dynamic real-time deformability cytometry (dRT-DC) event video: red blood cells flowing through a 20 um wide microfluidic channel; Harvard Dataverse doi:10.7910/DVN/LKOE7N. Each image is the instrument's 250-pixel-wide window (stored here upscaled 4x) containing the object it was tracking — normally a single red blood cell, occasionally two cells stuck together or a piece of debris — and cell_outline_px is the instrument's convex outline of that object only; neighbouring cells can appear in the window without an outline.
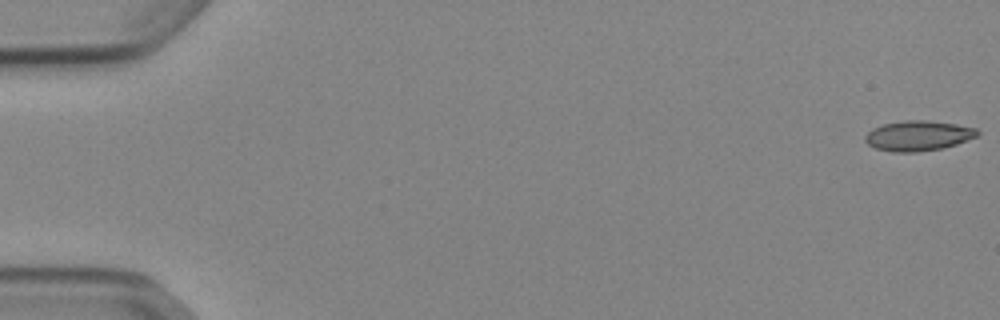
{"species": "Egyptian fruit bat (a non-hibernating species)", "species_latin": "Rousettus aegyptiacus", "temperature_condition": "cold", "stored_images_in_passage": 53, "camera_frame_rate_fps": 3000, "um_per_image_px": 0.085, "animal": {"sex": "female"}, "frame": {"image": 1, "passage_image": 1, "time_ms": 0.0, "image_size_px": [1000, 320], "cell_outline_px": [[980, 132], [976, 136], [956, 144], [944, 148], [916, 152], [892, 152], [876, 148], [868, 144], [864, 140], [864, 136], [872, 128], [884, 124], [904, 120], [924, 120], [956, 124], [976, 128]], "centroid_in_image_um": [78.02, 11.54], "position_along_channel_um": 7.0, "area_um2": 19.65}}
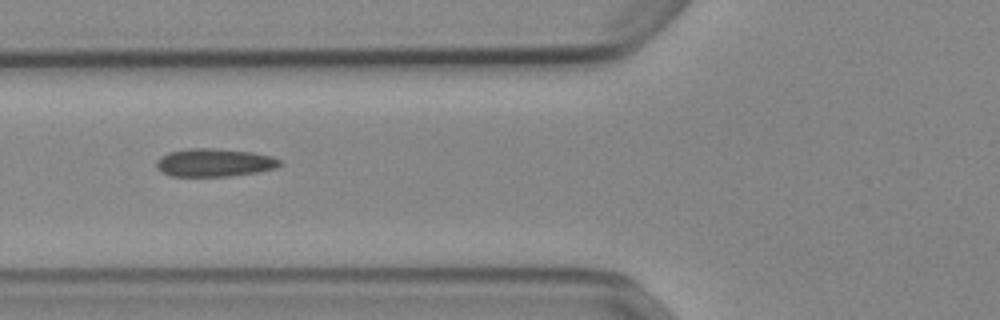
{"frame": {"image": 2, "passage_image": 21, "time_ms": 6.667, "image_size_px": [1000, 320], "cell_outline_px": [[280, 164], [276, 168], [256, 172], [232, 176], [172, 176], [156, 168], [156, 160], [160, 156], [168, 152], [192, 148], [212, 148], [252, 152], [272, 156], [280, 160]], "centroid_in_image_um": [18.2, 13.82], "position_along_channel_um": 107.6, "area_um2": 20.11}}
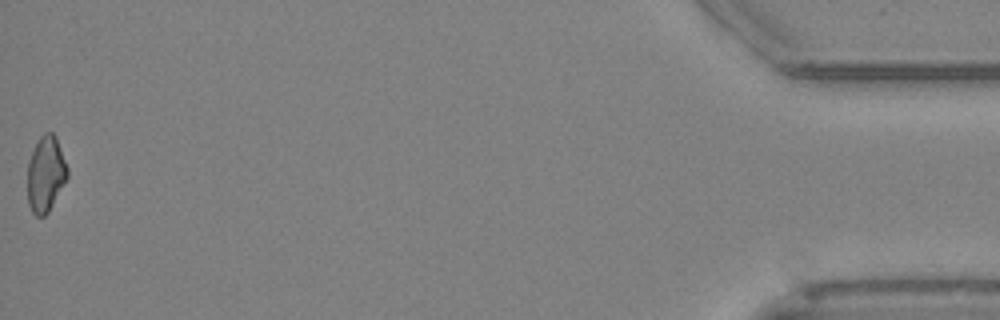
{"frame": {"image": 3, "passage_image": 53, "time_ms": 17.333, "image_size_px": [1000, 320], "cell_outline_px": [[68, 176], [48, 212], [44, 216], [36, 216], [32, 212], [28, 204], [28, 160], [40, 136], [44, 132], [52, 132], [56, 136], [68, 168]], "centroid_in_image_um": [3.88, 14.78], "position_along_channel_um": 431.3, "area_um2": 17.51}, "authors_computed_cell_mechanics": {"area_um2": 19.3052, "velocity_mm_per_s": 3.9021, "shape_relaxation_time_tau1_ms": null, "shape_relaxation_time_tau2_ms": 8.5418, "deformation_change_tau1": null, "deformation_change_tau2": 0.1707}}